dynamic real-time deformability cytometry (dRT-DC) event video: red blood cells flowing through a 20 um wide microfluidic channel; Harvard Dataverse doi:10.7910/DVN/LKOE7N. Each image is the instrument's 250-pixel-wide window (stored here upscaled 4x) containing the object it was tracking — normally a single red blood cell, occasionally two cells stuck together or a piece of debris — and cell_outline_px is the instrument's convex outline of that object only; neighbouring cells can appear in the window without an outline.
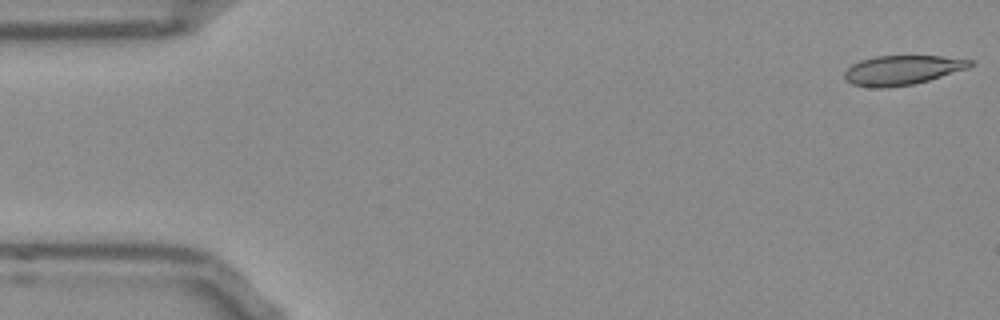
{"species": "Egyptian fruit bat (a non-hibernating species)", "species_latin": "Rousettus aegyptiacus", "temperature_condition": "room temperature", "stored_images_in_passage": 52, "camera_frame_rate_fps": 3000, "um_per_image_px": 0.085, "frame": {"image": 1, "passage_image": 1, "time_ms": 0.0, "image_size_px": [1000, 320], "cell_outline_px": [[972, 64], [968, 68], [928, 80], [912, 84], [888, 88], [872, 88], [852, 84], [844, 76], [844, 72], [852, 64], [860, 60], [876, 56], [944, 56], [972, 60]], "centroid_in_image_um": [76.66, 5.96], "position_along_channel_um": 8.3, "area_um2": 21.44}}
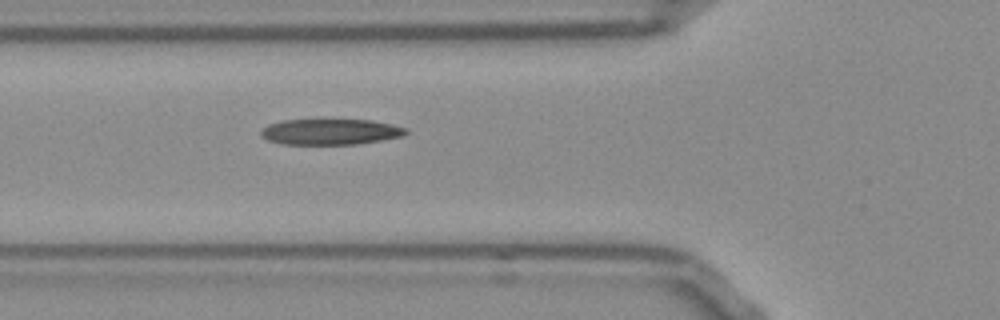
{"frame": {"image": 2, "passage_image": 18, "time_ms": 5.667, "image_size_px": [1000, 320], "cell_outline_px": [[408, 132], [404, 136], [356, 144], [280, 144], [268, 140], [260, 136], [260, 128], [268, 124], [280, 120], [320, 116], [372, 120], [392, 124], [408, 128]], "centroid_in_image_um": [28.03, 11.13], "position_along_channel_um": 97.8, "area_um2": 23.29}}
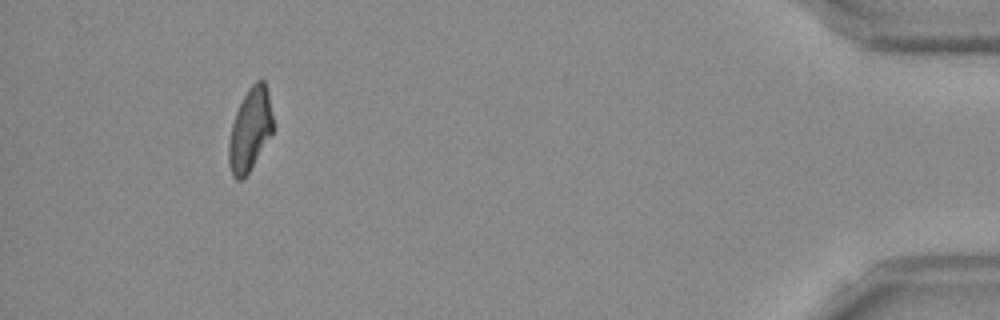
{"frame": {"image": 3, "passage_image": 48, "time_ms": 15.667, "image_size_px": [1000, 320], "cell_outline_px": [[276, 128], [248, 172], [240, 180], [236, 180], [232, 176], [228, 164], [228, 144], [232, 124], [236, 112], [248, 88], [256, 80], [264, 80], [268, 92]], "centroid_in_image_um": [21.27, 11.01], "position_along_channel_um": 413.9, "area_um2": 21.5}, "authors_computed_cell_mechanics": {"area_um2": 22.1374, "velocity_mm_per_s": 3.8581, "shape_relaxation_time_tau1_ms": null, "shape_relaxation_time_tau2_ms": 2.9504, "deformation_change_tau1": null, "deformation_change_tau2": 0.1073}}